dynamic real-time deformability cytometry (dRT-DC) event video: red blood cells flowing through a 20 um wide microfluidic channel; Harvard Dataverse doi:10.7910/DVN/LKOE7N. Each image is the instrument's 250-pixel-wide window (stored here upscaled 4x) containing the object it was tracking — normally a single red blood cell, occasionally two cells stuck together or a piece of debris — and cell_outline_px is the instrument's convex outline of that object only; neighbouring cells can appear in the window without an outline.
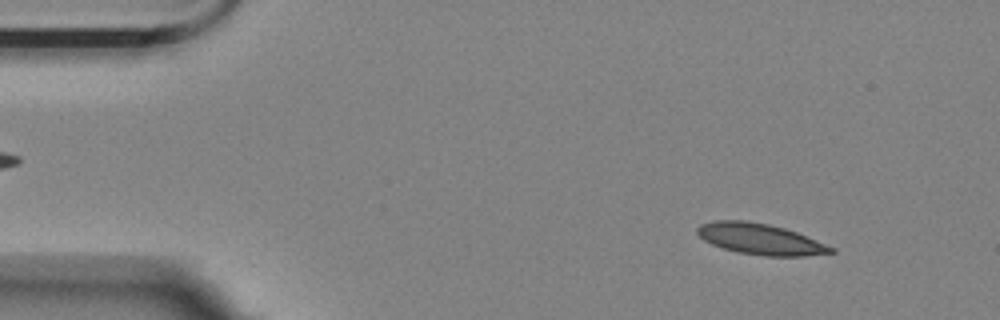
{"species": "Egyptian fruit bat (a non-hibernating species)", "species_latin": "Rousettus aegyptiacus", "temperature_condition": "room temperature", "stored_images_in_passage": 13, "camera_frame_rate_fps": 3000, "um_per_image_px": 0.085, "animal": {"sex": "female"}, "frame": {"image": 1, "passage_image": 3, "time_ms": 0.667, "image_size_px": [1000, 320], "cell_outline_px": [[836, 252], [804, 256], [768, 256], [740, 252], [724, 248], [712, 244], [704, 240], [696, 232], [696, 228], [700, 224], [712, 220], [744, 220], [768, 224], [784, 228], [796, 232], [836, 248]], "centroid_in_image_um": [64.62, 20.31], "position_along_channel_um": 20.4, "area_um2": 23.99}}